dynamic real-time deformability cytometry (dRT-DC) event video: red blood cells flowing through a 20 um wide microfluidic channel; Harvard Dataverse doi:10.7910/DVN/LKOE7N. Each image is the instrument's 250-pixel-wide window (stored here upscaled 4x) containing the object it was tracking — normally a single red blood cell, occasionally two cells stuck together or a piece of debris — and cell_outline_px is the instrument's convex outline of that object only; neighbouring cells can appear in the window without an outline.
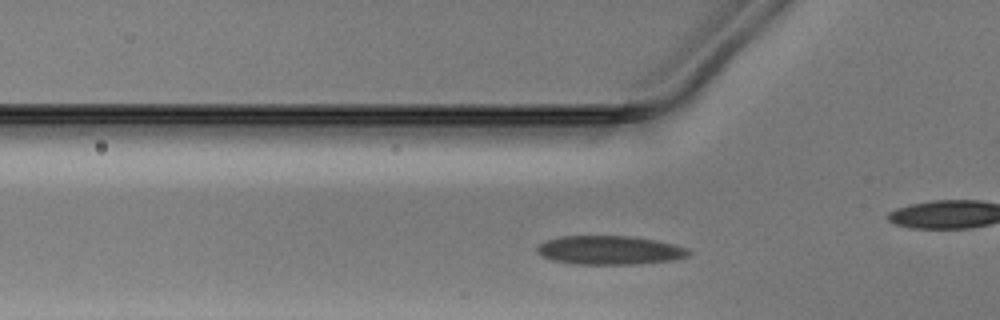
{"species": "Egyptian fruit bat (a non-hibernating species)", "species_latin": "Rousettus aegyptiacus", "temperature_condition": "warm", "stored_images_in_passage": 30, "camera_frame_rate_fps": 3000, "um_per_image_px": 0.085, "animal": {"sex": "male"}, "frame": {"image": 1, "passage_image": 6, "time_ms": 1.667, "image_size_px": [1000, 320], "cell_outline_px": [[692, 252], [688, 256], [672, 260], [640, 264], [572, 264], [552, 260], [536, 252], [536, 248], [540, 244], [548, 240], [560, 236], [632, 236], [656, 240], [676, 244], [688, 248]], "centroid_in_image_um": [51.86, 21.26], "position_along_channel_um": 73.9, "area_um2": 25.61}}
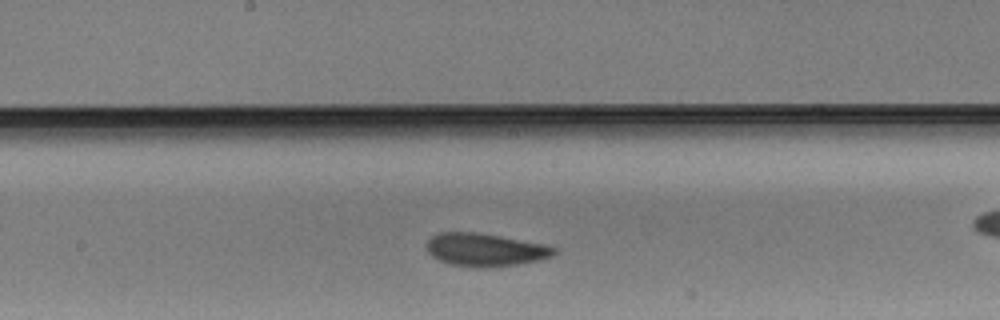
{"frame": {"image": 2, "passage_image": 16, "time_ms": 5.0, "image_size_px": [1000, 320], "cell_outline_px": [[556, 252], [552, 256], [536, 260], [516, 264], [492, 268], [472, 268], [448, 264], [432, 256], [428, 252], [428, 240], [432, 236], [440, 232], [476, 232], [500, 236], [544, 244], [556, 248]], "centroid_in_image_um": [41.22, 21.24], "position_along_channel_um": 207.0, "area_um2": 24.45}}
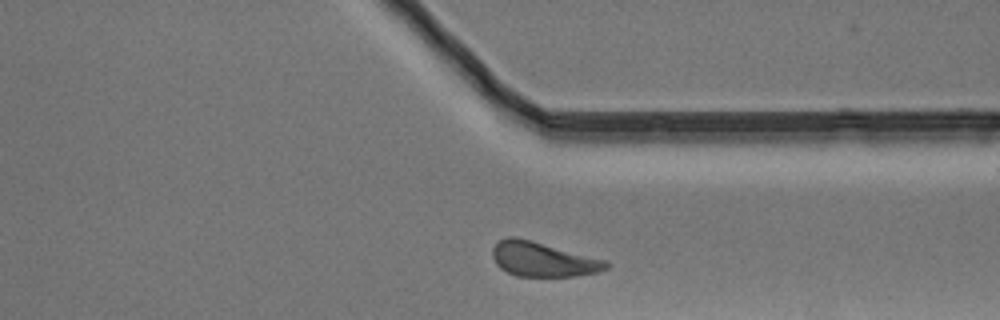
{"frame": {"image": 3, "passage_image": 28, "time_ms": 9.0, "image_size_px": [1000, 320], "cell_outline_px": [[608, 268], [600, 272], [576, 276], [516, 276], [500, 268], [496, 264], [492, 256], [492, 248], [500, 240], [508, 236], [516, 236], [608, 260]], "centroid_in_image_um": [46.16, 22.04], "position_along_channel_um": 365.2, "area_um2": 23.06}}